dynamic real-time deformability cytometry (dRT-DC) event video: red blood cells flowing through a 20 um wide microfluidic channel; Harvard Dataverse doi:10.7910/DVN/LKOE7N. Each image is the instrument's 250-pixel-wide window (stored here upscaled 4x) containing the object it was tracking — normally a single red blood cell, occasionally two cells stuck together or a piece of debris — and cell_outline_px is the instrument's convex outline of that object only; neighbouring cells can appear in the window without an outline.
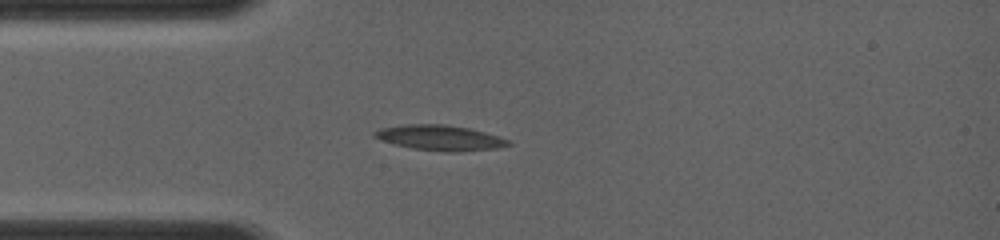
{"species": "common noctule bat (a hibernating species)", "species_latin": "Nyctalus noctula", "temperature_condition": "room temperature", "stored_images_in_passage": 21, "camera_frame_rate_fps": 4000, "um_per_image_px": 0.085, "animal": {"sex": "female", "body_mass_g": 19.0, "forearm_length_mm": 56.7}, "frame": {"image": 1, "passage_image": 16, "time_ms": 2.75, "image_size_px": [1000, 240], "cell_outline_px": [[512, 144], [496, 148], [456, 152], [448, 152], [416, 148], [396, 144], [372, 136], [372, 132], [380, 128], [404, 124], [444, 124], [468, 128], [500, 136], [508, 140]], "centroid_in_image_um": [37.41, 11.7], "position_along_channel_um": 47.6, "area_um2": 19.42}}